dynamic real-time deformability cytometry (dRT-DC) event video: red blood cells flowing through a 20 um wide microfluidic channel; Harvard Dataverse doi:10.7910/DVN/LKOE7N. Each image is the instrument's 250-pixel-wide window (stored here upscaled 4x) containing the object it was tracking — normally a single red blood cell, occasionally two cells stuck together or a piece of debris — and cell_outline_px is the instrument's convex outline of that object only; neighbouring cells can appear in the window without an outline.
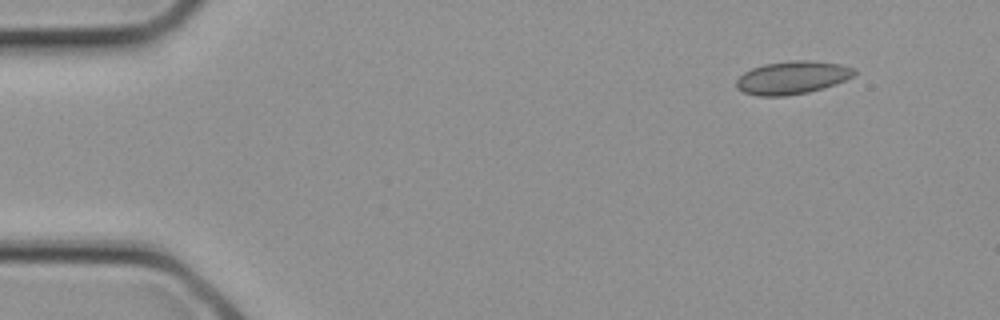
{"species": "common noctule bat (a hibernating species)", "species_latin": "Nyctalus noctula", "temperature_condition": "cold", "stored_images_in_passage": 2, "segment_of_instrument_passage": [2, 2], "camera_frame_rate_fps": 3000, "um_per_image_px": 0.085, "animal": {"sex": "female", "body_mass_g": 21.9}, "frame": {"image": 1, "passage_image": 2, "time_ms": 0.333, "image_size_px": [1000, 320], "cell_outline_px": [[856, 72], [852, 76], [836, 84], [824, 88], [808, 92], [784, 96], [756, 96], [744, 92], [736, 88], [736, 80], [744, 72], [752, 68], [764, 64], [788, 60], [812, 60], [840, 64], [856, 68]], "centroid_in_image_um": [67.34, 6.59], "position_along_channel_um": 17.7, "area_um2": 22.83}}